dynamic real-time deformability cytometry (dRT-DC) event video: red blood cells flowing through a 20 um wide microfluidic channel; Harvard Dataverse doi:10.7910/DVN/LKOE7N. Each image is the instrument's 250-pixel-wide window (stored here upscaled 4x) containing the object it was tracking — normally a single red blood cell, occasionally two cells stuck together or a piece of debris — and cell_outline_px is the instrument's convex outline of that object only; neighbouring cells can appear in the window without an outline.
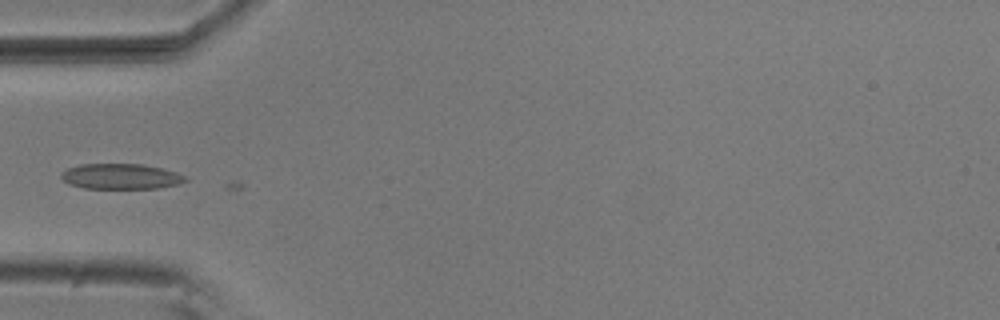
{"species": "common noctule bat (a hibernating species)", "species_latin": "Nyctalus noctula", "temperature_condition": "room temperature", "stored_images_in_passage": 7, "camera_frame_rate_fps": 3000, "um_per_image_px": 0.085, "animal": {"sex": "male", "body_mass_g": 20.5, "forearm_length_mm": 52.5}, "frame": {"image": 1, "passage_image": 5, "time_ms": 1.333, "image_size_px": [1000, 320], "cell_outline_px": [[188, 180], [180, 184], [156, 188], [84, 188], [68, 184], [60, 176], [68, 168], [80, 164], [140, 164], [160, 168], [176, 172], [184, 176]], "centroid_in_image_um": [10.27, 15.0], "position_along_channel_um": 74.7, "area_um2": 18.21}}